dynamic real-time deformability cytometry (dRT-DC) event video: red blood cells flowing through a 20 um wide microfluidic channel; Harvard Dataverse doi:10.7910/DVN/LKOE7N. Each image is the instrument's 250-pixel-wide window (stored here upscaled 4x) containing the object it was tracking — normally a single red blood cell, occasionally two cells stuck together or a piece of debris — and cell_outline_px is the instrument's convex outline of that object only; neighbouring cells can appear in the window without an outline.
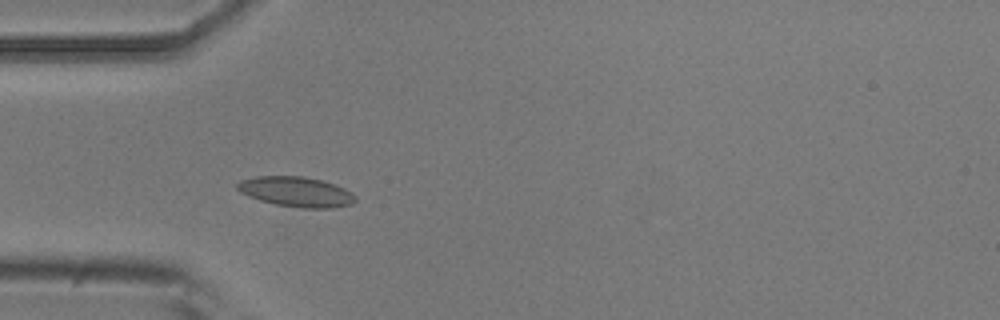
{"species": "common noctule bat (a hibernating species)", "species_latin": "Nyctalus noctula", "temperature_condition": "room temperature", "stored_images_in_passage": 5, "camera_frame_rate_fps": 3000, "um_per_image_px": 0.085, "animal": {"sex": "male", "body_mass_g": 20.5, "forearm_length_mm": 52.5}, "frame": {"image": 1, "passage_image": 4, "time_ms": 4.333, "image_size_px": [1000, 320], "cell_outline_px": [[356, 200], [352, 204], [332, 208], [304, 208], [276, 204], [260, 200], [248, 196], [240, 192], [236, 188], [236, 184], [240, 180], [256, 176], [304, 176], [336, 184], [352, 192], [356, 196]], "centroid_in_image_um": [25.18, 16.29], "position_along_channel_um": 59.8, "area_um2": 20.75}}
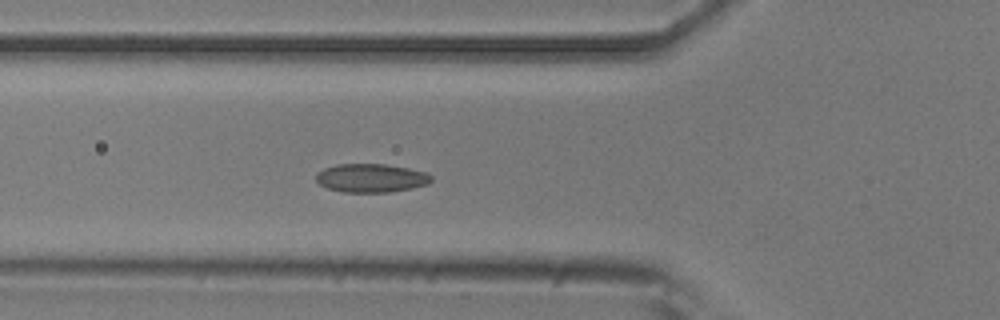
{"frame": {"image": 2, "passage_image": 5, "time_ms": 5.333, "image_size_px": [1000, 320], "cell_outline_px": [[432, 180], [428, 184], [412, 188], [388, 192], [344, 192], [328, 188], [320, 184], [316, 180], [316, 172], [324, 168], [336, 164], [384, 164], [408, 168], [428, 172], [432, 176]], "centroid_in_image_um": [31.55, 15.12], "position_along_channel_um": 94.2, "area_um2": 19.25}}